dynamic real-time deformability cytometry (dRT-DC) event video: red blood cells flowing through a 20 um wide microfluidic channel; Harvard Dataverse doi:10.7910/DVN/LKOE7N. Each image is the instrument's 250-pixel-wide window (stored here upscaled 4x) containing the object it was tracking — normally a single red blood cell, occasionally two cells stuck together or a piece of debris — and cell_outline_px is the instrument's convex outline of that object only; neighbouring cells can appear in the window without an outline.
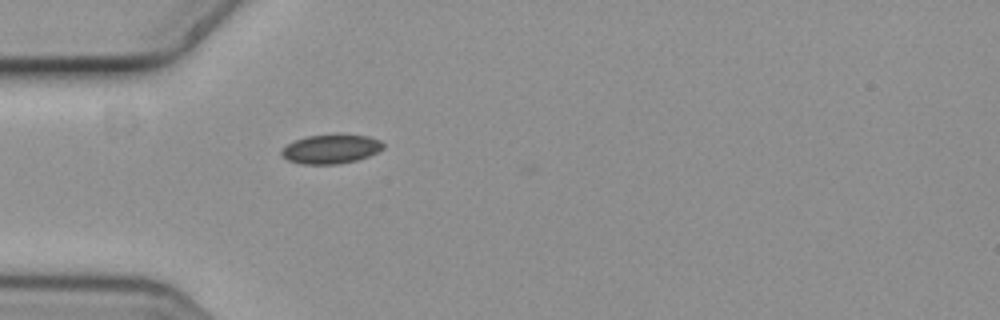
{"species": "common noctule bat (a hibernating species)", "species_latin": "Nyctalus noctula", "temperature_condition": "cold", "stored_images_in_passage": 1, "camera_frame_rate_fps": 3000, "um_per_image_px": 0.085, "animal": {"sex": "female", "body_mass_g": 19.3, "forearm_length_mm": 54.1}, "frame": {"image": 1, "passage_image": 1, "time_ms": 0.0, "image_size_px": [1000, 320], "cell_outline_px": [[384, 148], [368, 156], [356, 160], [340, 164], [300, 164], [288, 160], [280, 156], [280, 152], [288, 144], [304, 136], [336, 132], [340, 132], [368, 136], [380, 140], [384, 144]], "centroid_in_image_um": [28.13, 12.63], "position_along_channel_um": 56.9, "area_um2": 17.86}}